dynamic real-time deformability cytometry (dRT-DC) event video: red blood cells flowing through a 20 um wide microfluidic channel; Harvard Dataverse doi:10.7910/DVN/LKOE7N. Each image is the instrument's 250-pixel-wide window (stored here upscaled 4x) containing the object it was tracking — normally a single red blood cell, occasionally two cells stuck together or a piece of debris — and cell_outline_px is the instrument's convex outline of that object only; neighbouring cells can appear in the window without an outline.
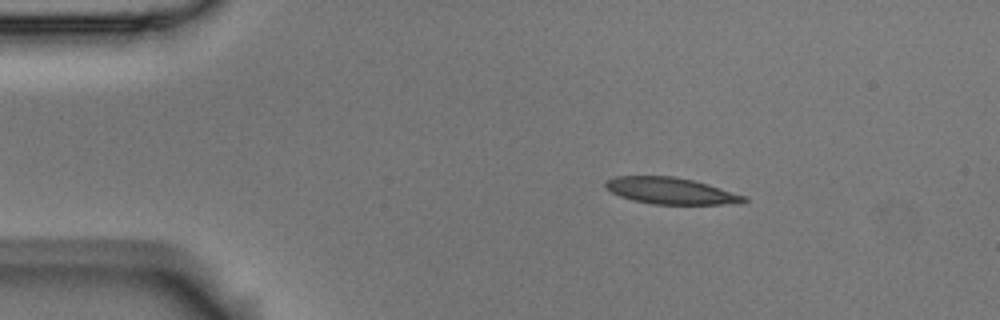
{"species": "Egyptian fruit bat (a non-hibernating species)", "species_latin": "Rousettus aegyptiacus", "temperature_condition": "room temperature", "stored_images_in_passage": 3, "camera_frame_rate_fps": 3000, "um_per_image_px": 0.085, "animal": {"sex": "male"}, "frame": {"image": 1, "passage_image": 1, "time_ms": 0.0, "image_size_px": [1000, 320], "cell_outline_px": [[748, 200], [740, 204], [652, 204], [632, 200], [620, 196], [604, 188], [604, 184], [608, 180], [616, 176], [676, 176], [708, 184], [744, 196]], "centroid_in_image_um": [56.99, 16.22], "position_along_channel_um": 28.0, "area_um2": 21.33}}
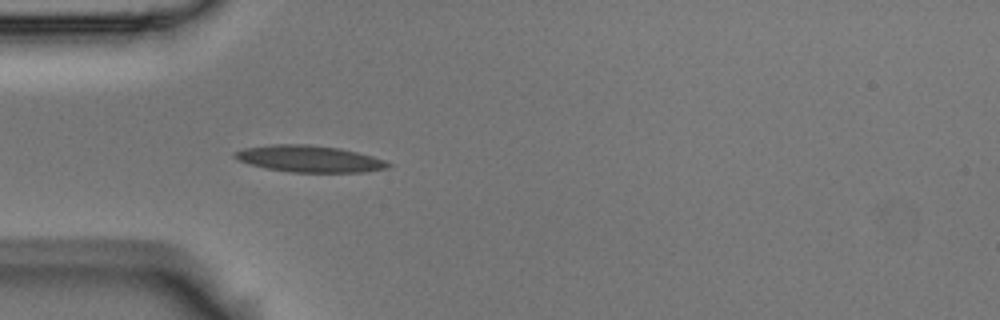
{"frame": {"image": 2, "passage_image": 3, "time_ms": 0.667, "image_size_px": [1000, 320], "cell_outline_px": [[392, 164], [388, 168], [364, 172], [292, 172], [264, 168], [248, 164], [232, 156], [232, 152], [244, 148], [272, 144], [312, 144], [340, 148], [372, 156], [384, 160]], "centroid_in_image_um": [26.26, 13.49], "position_along_channel_um": 58.7, "area_um2": 23.93}}